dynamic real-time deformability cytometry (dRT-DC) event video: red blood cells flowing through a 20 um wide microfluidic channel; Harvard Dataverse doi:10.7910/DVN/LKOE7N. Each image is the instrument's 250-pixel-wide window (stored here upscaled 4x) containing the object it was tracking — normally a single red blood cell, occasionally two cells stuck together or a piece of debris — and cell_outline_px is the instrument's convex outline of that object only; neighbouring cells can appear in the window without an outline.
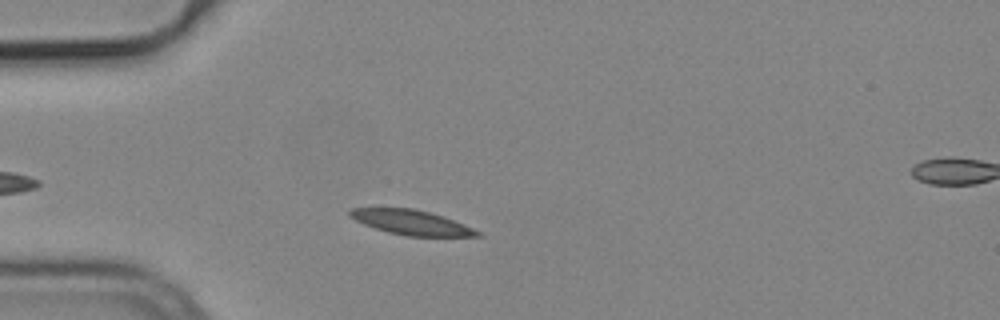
{"species": "common noctule bat (a hibernating species)", "species_latin": "Nyctalus noctula", "temperature_condition": "cold", "stored_images_in_passage": 36, "camera_frame_rate_fps": 3000, "um_per_image_px": 0.085, "animal": {"sex": "male", "body_mass_g": 19.2, "forearm_length_mm": 51.8}, "frame": {"image": 1, "passage_image": 8, "time_ms": 2.333, "image_size_px": [1000, 320], "cell_outline_px": [[484, 236], [408, 236], [388, 232], [364, 224], [348, 216], [348, 212], [352, 208], [412, 208], [428, 212], [464, 224], [480, 232]], "centroid_in_image_um": [34.94, 18.9], "position_along_channel_um": 50.1, "area_um2": 18.03}}
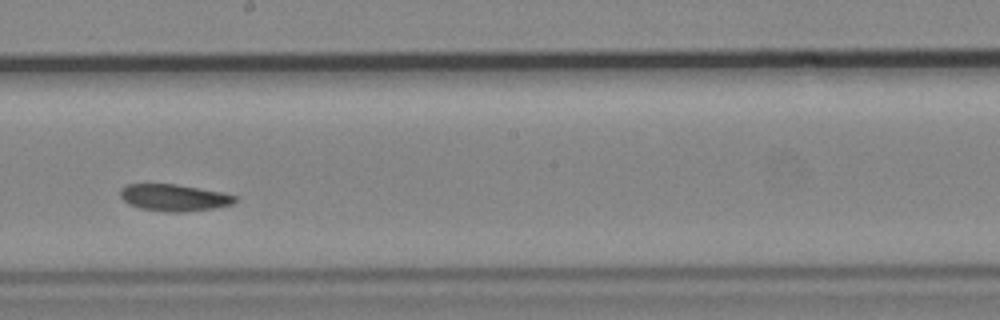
{"frame": {"image": 2, "passage_image": 24, "time_ms": 7.667, "image_size_px": [1000, 320], "cell_outline_px": [[236, 200], [232, 204], [216, 208], [184, 212], [168, 212], [140, 208], [128, 204], [120, 196], [120, 188], [124, 184], [176, 184], [220, 192], [236, 196]], "centroid_in_image_um": [14.76, 16.8], "position_along_channel_um": 233.4, "area_um2": 17.92}}
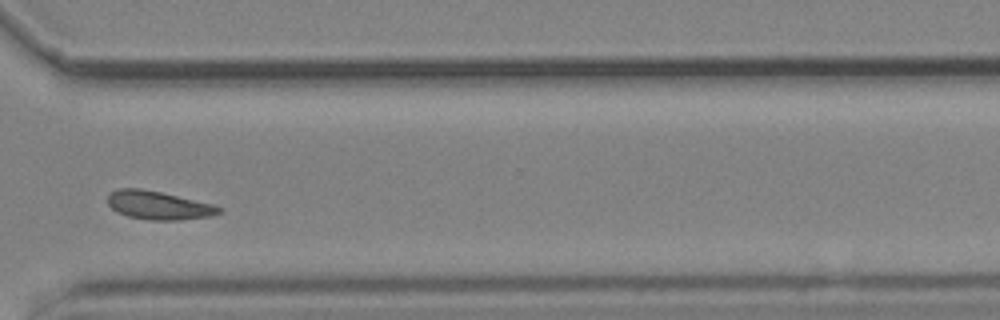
{"frame": {"image": 3, "passage_image": 34, "time_ms": 11.0, "image_size_px": [1000, 320], "cell_outline_px": [[224, 208], [220, 212], [208, 216], [180, 220], [148, 220], [128, 216], [116, 212], [108, 204], [108, 196], [116, 188], [140, 188], [160, 192], [212, 204]], "centroid_in_image_um": [13.44, 17.45], "position_along_channel_um": 357.2, "area_um2": 18.26}, "authors_computed_cell_mechanics": {"area_um2": 18.4093, "velocity_mm_per_s": 3.711, "shape_relaxation_time_tau1_ms": 5.9429, "shape_relaxation_time_tau2_ms": 6.0113, "deformation_change_tau1": 0.1016, "deformation_change_tau2": 0.1036}}